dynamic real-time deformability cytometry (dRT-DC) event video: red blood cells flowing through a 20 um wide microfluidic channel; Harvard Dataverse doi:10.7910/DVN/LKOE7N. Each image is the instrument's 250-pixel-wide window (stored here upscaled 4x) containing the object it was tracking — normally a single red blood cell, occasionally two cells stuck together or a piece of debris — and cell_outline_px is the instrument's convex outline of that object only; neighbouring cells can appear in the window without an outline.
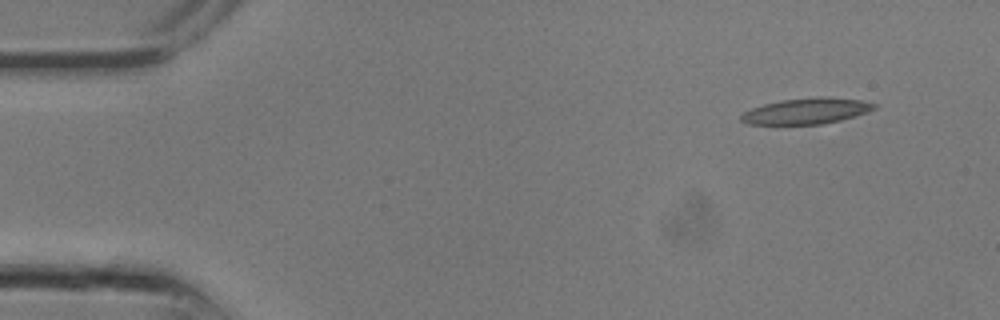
{"species": "common noctule bat (a hibernating species)", "species_latin": "Nyctalus noctula", "temperature_condition": "room temperature", "stored_images_in_passage": 18, "camera_frame_rate_fps": 3000, "um_per_image_px": 0.085, "animal": {"sex": "male", "body_mass_g": 13.3}, "frame": {"image": 1, "passage_image": 1, "time_ms": 0.0, "image_size_px": [1000, 320], "cell_outline_px": [[876, 108], [868, 112], [840, 120], [820, 124], [776, 128], [748, 124], [740, 120], [740, 116], [744, 112], [752, 108], [764, 104], [780, 100], [820, 96], [860, 100], [876, 104]], "centroid_in_image_um": [68.43, 9.49], "position_along_channel_um": 16.6, "area_um2": 20.98}}
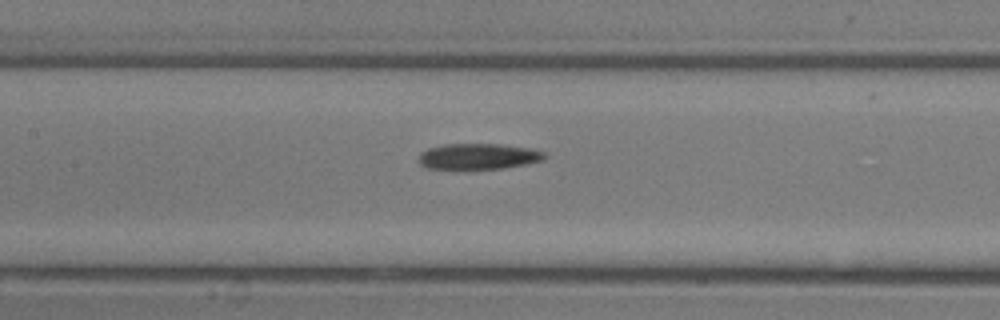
{"frame": {"image": 2, "passage_image": 11, "time_ms": 3.333, "image_size_px": [1000, 320], "cell_outline_px": [[548, 156], [544, 160], [504, 168], [424, 168], [416, 160], [420, 152], [428, 148], [444, 144], [500, 144], [536, 148], [544, 152]], "centroid_in_image_um": [40.67, 13.27], "position_along_channel_um": 166.7, "area_um2": 19.13}}
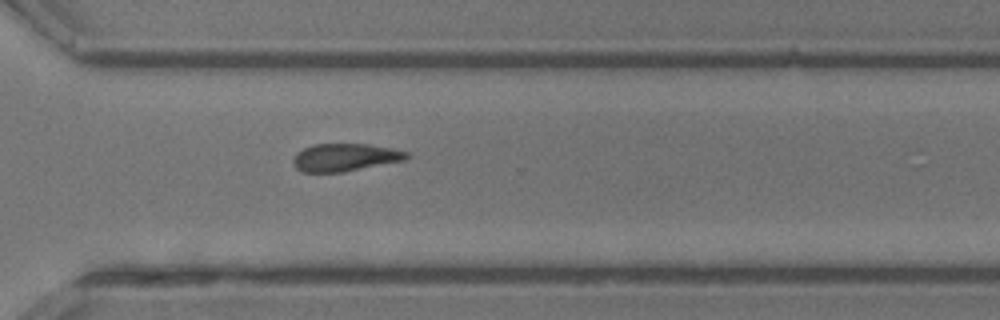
{"frame": {"image": 3, "passage_image": 18, "time_ms": 5.667, "image_size_px": [1000, 320], "cell_outline_px": [[412, 156], [408, 160], [344, 172], [300, 172], [292, 164], [292, 156], [296, 152], [312, 144], [368, 144], [392, 148], [408, 152]], "centroid_in_image_um": [29.34, 13.38], "position_along_channel_um": 341.3, "area_um2": 18.79}}